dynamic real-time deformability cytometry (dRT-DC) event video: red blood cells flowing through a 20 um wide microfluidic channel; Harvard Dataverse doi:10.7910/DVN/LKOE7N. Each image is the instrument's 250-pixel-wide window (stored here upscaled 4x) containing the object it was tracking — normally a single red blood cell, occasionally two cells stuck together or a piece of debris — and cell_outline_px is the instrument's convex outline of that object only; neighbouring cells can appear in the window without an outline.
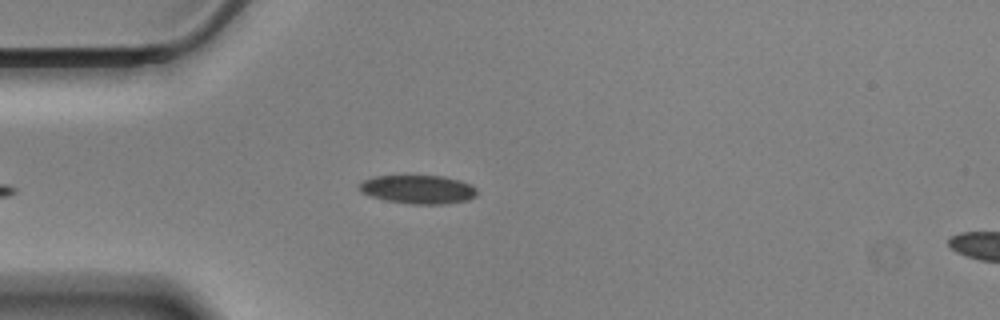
{"species": "Egyptian fruit bat (a non-hibernating species)", "species_latin": "Rousettus aegyptiacus", "temperature_condition": "cold", "stored_images_in_passage": 41, "camera_frame_rate_fps": 3000, "um_per_image_px": 0.085, "animal": {"sex": "male"}, "frame": {"image": 1, "passage_image": 2, "time_ms": 0.333, "image_size_px": [1000, 320], "cell_outline_px": [[476, 196], [468, 200], [440, 204], [412, 204], [384, 200], [360, 192], [356, 188], [364, 180], [376, 176], [444, 176], [460, 180], [472, 184], [476, 188]], "centroid_in_image_um": [35.54, 16.1], "position_along_channel_um": 49.5, "area_um2": 19.65}}
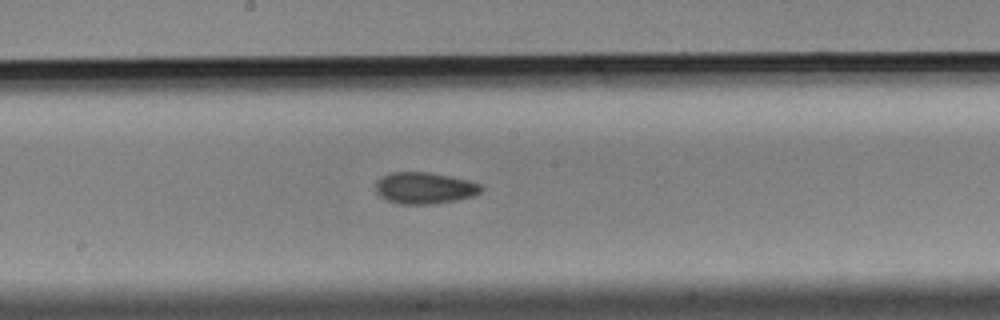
{"frame": {"image": 2, "passage_image": 17, "time_ms": 5.333, "image_size_px": [1000, 320], "cell_outline_px": [[484, 188], [476, 196], [456, 200], [432, 204], [400, 204], [384, 200], [376, 192], [376, 180], [380, 176], [392, 172], [428, 172], [468, 180], [480, 184]], "centroid_in_image_um": [36.07, 15.99], "position_along_channel_um": 212.1, "area_um2": 19.59}}
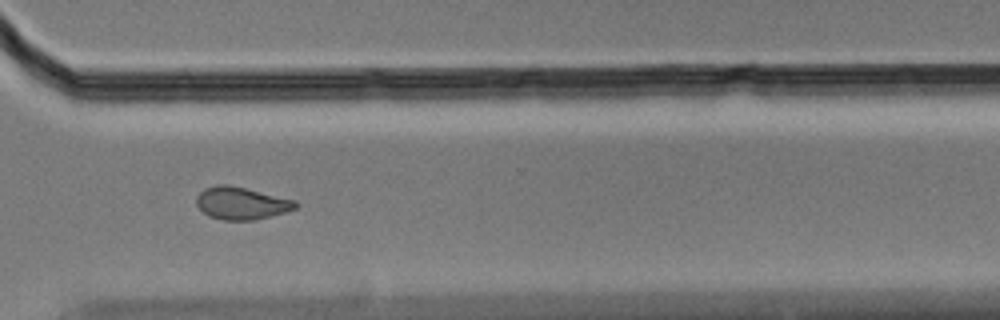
{"frame": {"image": 3, "passage_image": 29, "time_ms": 9.333, "image_size_px": [1000, 320], "cell_outline_px": [[300, 204], [296, 208], [284, 212], [256, 220], [220, 220], [208, 216], [196, 204], [196, 196], [204, 188], [216, 184], [228, 184], [296, 200]], "centroid_in_image_um": [20.5, 17.27], "position_along_channel_um": 350.1, "area_um2": 18.84}, "authors_computed_cell_mechanics": {"area_um2": 19.1318, "velocity_mm_per_s": 3.4565, "shape_relaxation_time_tau1_ms": null, "shape_relaxation_time_tau2_ms": 4.8917, "deformation_change_tau1": null, "deformation_change_tau2": 0.097}}